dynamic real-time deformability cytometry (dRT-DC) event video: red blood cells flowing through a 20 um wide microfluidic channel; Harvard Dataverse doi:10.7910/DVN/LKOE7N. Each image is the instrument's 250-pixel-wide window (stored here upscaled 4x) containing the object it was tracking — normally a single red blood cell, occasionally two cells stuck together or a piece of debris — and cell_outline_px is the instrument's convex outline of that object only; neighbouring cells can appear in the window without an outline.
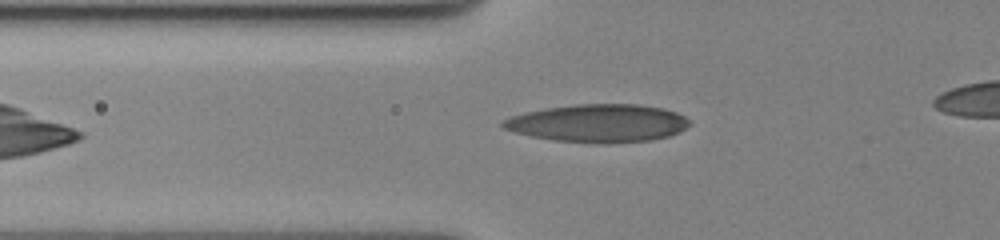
{"species": "human", "species_latin": "Homo sapiens", "temperature_condition": "cold", "stored_images_in_passage": 42, "camera_frame_rate_fps": 3000, "um_per_image_px": 0.085, "donor": {"sex": "female"}, "frame": {"image": 1, "passage_image": 8, "time_ms": 2.333, "image_size_px": [1000, 240], "cell_outline_px": [[692, 124], [680, 132], [668, 136], [648, 140], [556, 140], [532, 136], [516, 132], [504, 128], [500, 124], [504, 120], [512, 116], [524, 112], [544, 108], [576, 104], [640, 104], [664, 108], [676, 112], [684, 116]], "centroid_in_image_um": [50.87, 10.41], "position_along_channel_um": 74.9, "area_um2": 39.88}}
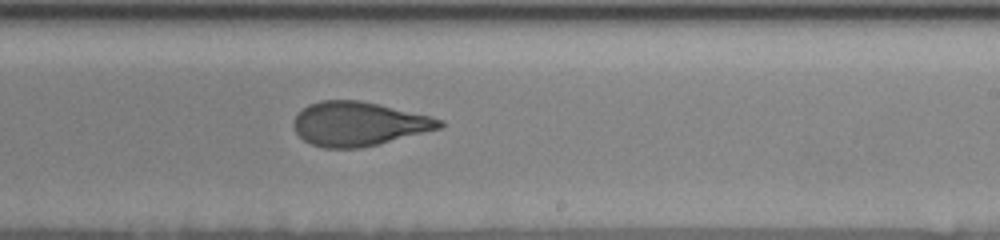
{"frame": {"image": 2, "passage_image": 24, "time_ms": 7.667, "image_size_px": [1000, 240], "cell_outline_px": [[444, 124], [440, 128], [360, 148], [324, 148], [312, 144], [304, 140], [296, 132], [292, 124], [296, 116], [308, 104], [320, 100], [360, 100], [428, 116], [444, 120]], "centroid_in_image_um": [30.43, 10.52], "position_along_channel_um": 258.6, "area_um2": 36.88}}
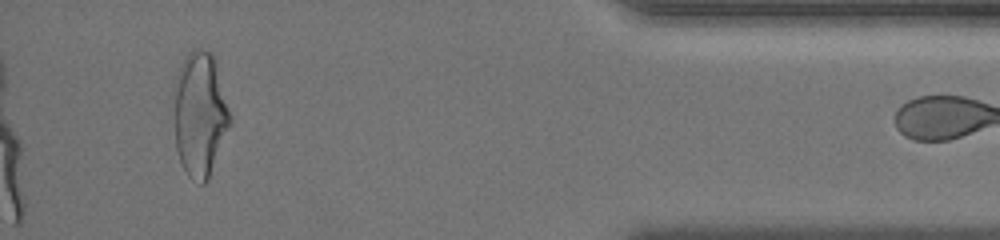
{"frame": {"image": 3, "passage_image": 41, "time_ms": 13.333, "image_size_px": [1000, 240], "cell_outline_px": [[232, 124], [208, 180], [204, 184], [200, 184], [188, 176], [180, 160], [176, 148], [172, 92], [176, 76], [180, 64], [188, 52], [196, 48], [200, 48], [212, 52], [216, 56], [232, 120]], "centroid_in_image_um": [17.0, 9.66], "position_along_channel_um": 418.2, "area_um2": 42.02}}